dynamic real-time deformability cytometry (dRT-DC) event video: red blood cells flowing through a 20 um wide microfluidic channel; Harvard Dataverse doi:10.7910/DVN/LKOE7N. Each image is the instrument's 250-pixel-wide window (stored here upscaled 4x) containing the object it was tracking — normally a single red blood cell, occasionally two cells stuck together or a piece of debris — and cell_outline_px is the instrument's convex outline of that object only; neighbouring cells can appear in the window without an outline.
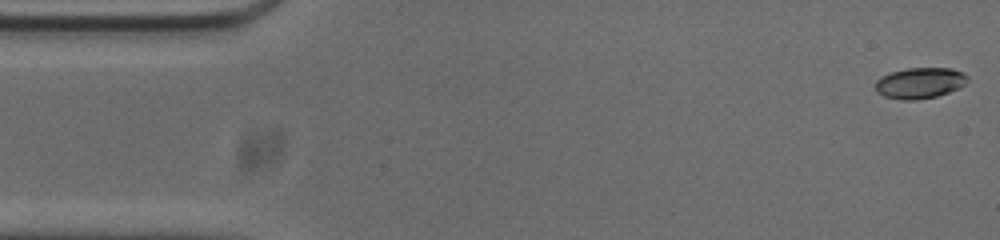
{"species": "common noctule bat (a hibernating species)", "species_latin": "Nyctalus noctula", "temperature_condition": "cold", "stored_images_in_passage": 28, "camera_frame_rate_fps": 3000, "um_per_image_px": 0.085, "animal": {"sex": "male", "body_mass_g": 20.0, "forearm_length_mm": 53.3}, "frame": {"image": 1, "passage_image": 1, "time_ms": 0.0, "image_size_px": [1000, 240], "cell_outline_px": [[968, 80], [960, 88], [936, 96], [916, 100], [904, 100], [884, 96], [876, 92], [876, 80], [880, 76], [892, 72], [908, 68], [952, 68], [964, 72], [968, 76]], "centroid_in_image_um": [78.2, 7.05], "position_along_channel_um": 6.8, "area_um2": 16.65}}
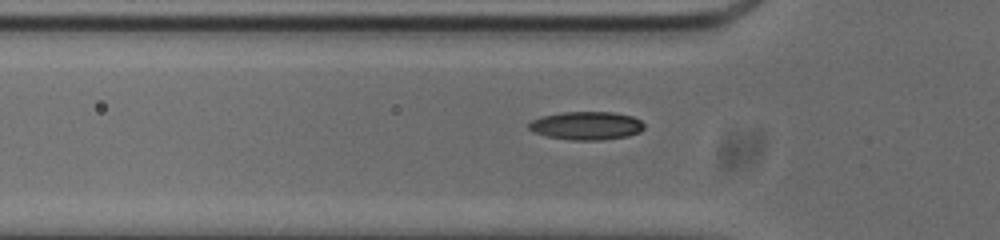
{"frame": {"image": 2, "passage_image": 16, "time_ms": 5.0, "image_size_px": [1000, 240], "cell_outline_px": [[644, 128], [640, 132], [628, 136], [600, 140], [572, 140], [544, 136], [532, 132], [528, 128], [528, 124], [532, 120], [540, 116], [560, 112], [612, 112], [632, 116], [640, 120], [644, 124]], "centroid_in_image_um": [49.81, 10.68], "position_along_channel_um": 76.0, "area_um2": 19.19}}
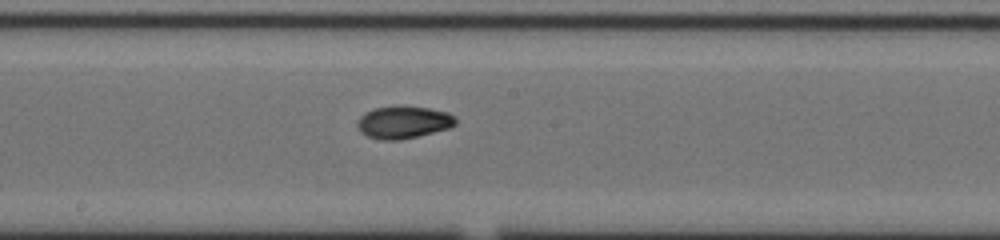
{"frame": {"image": 3, "passage_image": 27, "time_ms": 8.667, "image_size_px": [1000, 240], "cell_outline_px": [[456, 124], [448, 128], [400, 140], [380, 140], [368, 136], [360, 132], [356, 124], [356, 120], [364, 112], [372, 108], [428, 108], [448, 112], [456, 116]], "centroid_in_image_um": [34.26, 10.41], "position_along_channel_um": 213.9, "area_um2": 18.15}}